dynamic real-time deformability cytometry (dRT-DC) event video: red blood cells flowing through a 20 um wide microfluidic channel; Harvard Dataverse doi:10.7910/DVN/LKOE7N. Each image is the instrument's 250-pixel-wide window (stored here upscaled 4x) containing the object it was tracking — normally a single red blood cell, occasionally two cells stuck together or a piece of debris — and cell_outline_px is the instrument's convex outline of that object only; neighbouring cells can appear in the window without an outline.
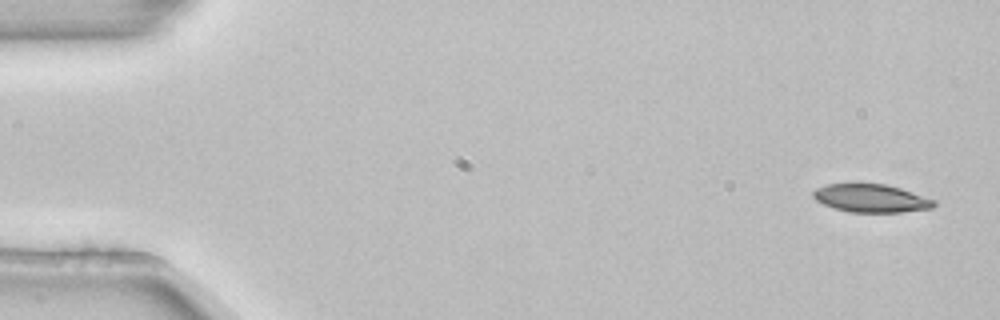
{"species": "common noctule bat (a hibernating species)", "species_latin": "Nyctalus noctula", "temperature_condition": "room temperature", "stored_images_in_passage": 4, "camera_frame_rate_fps": 3000, "um_per_image_px": 0.085, "animal": {"sex": "female", "body_mass_g": 22.7, "forearm_length_mm": 54.2}, "frame": {"image": 1, "passage_image": 1, "time_ms": 0.0, "image_size_px": [1000, 320], "cell_outline_px": [[936, 204], [932, 208], [900, 212], [852, 212], [836, 208], [824, 204], [816, 200], [812, 196], [812, 192], [816, 188], [824, 184], [856, 180], [888, 184], [936, 200]], "centroid_in_image_um": [73.99, 16.78], "position_along_channel_um": 11.0, "area_um2": 20.58}}
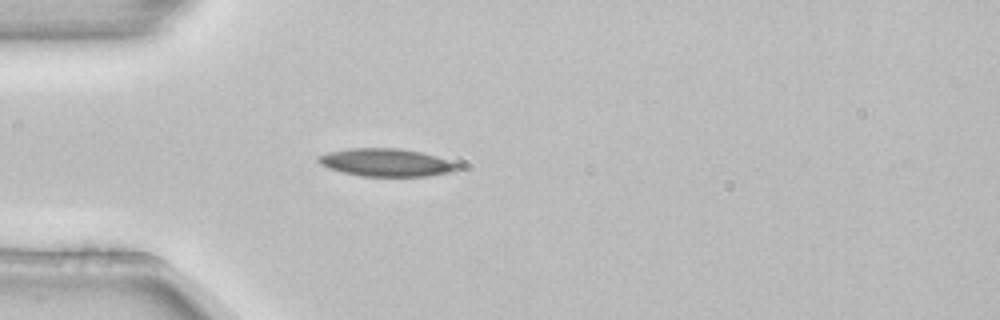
{"frame": {"image": 2, "passage_image": 4, "time_ms": 1.0, "image_size_px": [1000, 320], "cell_outline_px": [[460, 168], [452, 172], [428, 176], [360, 176], [328, 168], [320, 164], [316, 160], [316, 156], [328, 152], [352, 148], [400, 148], [420, 152], [436, 156], [460, 164]], "centroid_in_image_um": [32.82, 13.81], "position_along_channel_um": 52.2, "area_um2": 22.6}}